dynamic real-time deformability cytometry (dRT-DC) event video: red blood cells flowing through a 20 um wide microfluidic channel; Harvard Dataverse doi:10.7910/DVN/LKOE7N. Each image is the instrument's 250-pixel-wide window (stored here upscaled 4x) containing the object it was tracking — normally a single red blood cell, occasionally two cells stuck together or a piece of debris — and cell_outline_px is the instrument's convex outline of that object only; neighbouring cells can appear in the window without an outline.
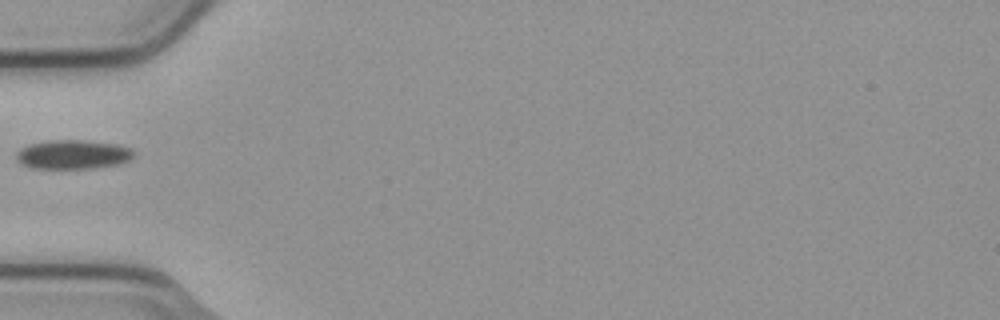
{"species": "common noctule bat (a hibernating species)", "species_latin": "Nyctalus noctula", "temperature_condition": "cold", "stored_images_in_passage": 1, "camera_frame_rate_fps": 3000, "um_per_image_px": 0.085, "animal": {"sex": "male", "body_mass_g": 23.1, "forearm_length_mm": 52.7}, "frame": {"image": 1, "passage_image": 1, "time_ms": 0.0, "image_size_px": [1000, 320], "cell_outline_px": [[136, 152], [128, 160], [120, 164], [92, 168], [28, 168], [20, 164], [16, 156], [16, 152], [20, 148], [28, 144], [48, 140], [80, 140], [116, 144], [132, 148]], "centroid_in_image_um": [6.17, 13.13], "position_along_channel_um": 78.8, "area_um2": 20.06}}